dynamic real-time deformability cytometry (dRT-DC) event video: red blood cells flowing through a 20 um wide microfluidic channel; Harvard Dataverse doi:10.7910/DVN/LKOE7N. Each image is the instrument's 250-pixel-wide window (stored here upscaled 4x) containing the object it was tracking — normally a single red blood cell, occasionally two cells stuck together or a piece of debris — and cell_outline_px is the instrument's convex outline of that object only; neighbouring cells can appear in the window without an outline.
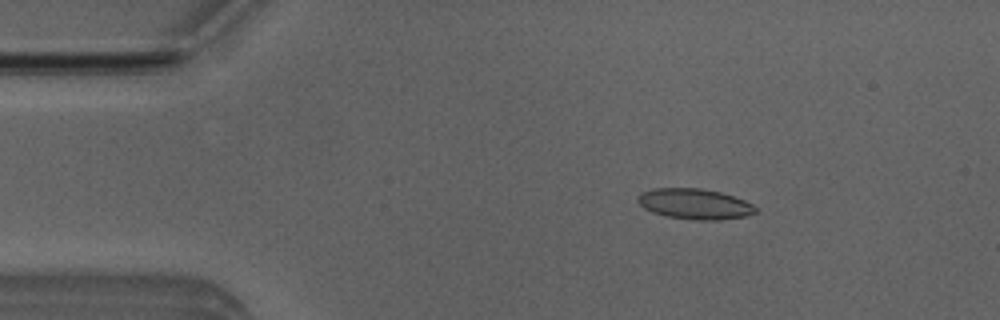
{"species": "Egyptian fruit bat (a non-hibernating species)", "species_latin": "Rousettus aegyptiacus", "temperature_condition": "room temperature", "stored_images_in_passage": 14, "camera_frame_rate_fps": 3000, "um_per_image_px": 0.085, "animal": {"sex": "male"}, "frame": {"image": 1, "passage_image": 8, "time_ms": 2.333, "image_size_px": [1000, 320], "cell_outline_px": [[756, 212], [748, 216], [720, 220], [696, 220], [668, 216], [652, 212], [644, 208], [636, 200], [636, 196], [640, 192], [652, 188], [700, 188], [720, 192], [744, 200], [752, 204], [756, 208]], "centroid_in_image_um": [59.02, 17.33], "position_along_channel_um": 26.0, "area_um2": 21.04}}